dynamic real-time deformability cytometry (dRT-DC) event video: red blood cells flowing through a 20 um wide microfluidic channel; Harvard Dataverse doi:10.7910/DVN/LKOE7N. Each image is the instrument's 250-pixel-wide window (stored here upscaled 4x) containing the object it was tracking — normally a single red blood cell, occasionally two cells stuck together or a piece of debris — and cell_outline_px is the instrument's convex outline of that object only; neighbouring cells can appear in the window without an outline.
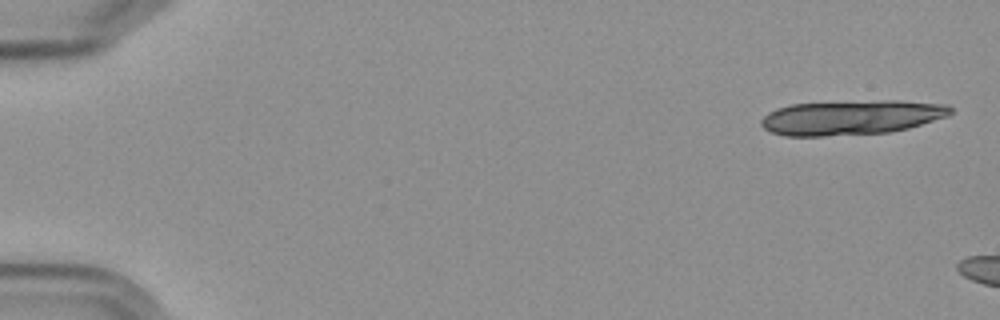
{"species": "Egyptian fruit bat (a non-hibernating species)", "species_latin": "Rousettus aegyptiacus", "temperature_condition": "cold", "stored_images_in_passage": 3, "camera_frame_rate_fps": 3000, "um_per_image_px": 0.085, "frame": {"image": 1, "passage_image": 1, "time_ms": 0.0, "image_size_px": [1000, 320], "cell_outline_px": [[952, 112], [948, 116], [908, 128], [888, 132], [824, 136], [784, 136], [772, 132], [764, 128], [760, 124], [760, 120], [768, 112], [776, 108], [792, 104], [884, 100], [896, 100], [948, 104], [952, 108]], "centroid_in_image_um": [72.36, 9.98], "position_along_channel_um": 12.6, "area_um2": 38.21}}